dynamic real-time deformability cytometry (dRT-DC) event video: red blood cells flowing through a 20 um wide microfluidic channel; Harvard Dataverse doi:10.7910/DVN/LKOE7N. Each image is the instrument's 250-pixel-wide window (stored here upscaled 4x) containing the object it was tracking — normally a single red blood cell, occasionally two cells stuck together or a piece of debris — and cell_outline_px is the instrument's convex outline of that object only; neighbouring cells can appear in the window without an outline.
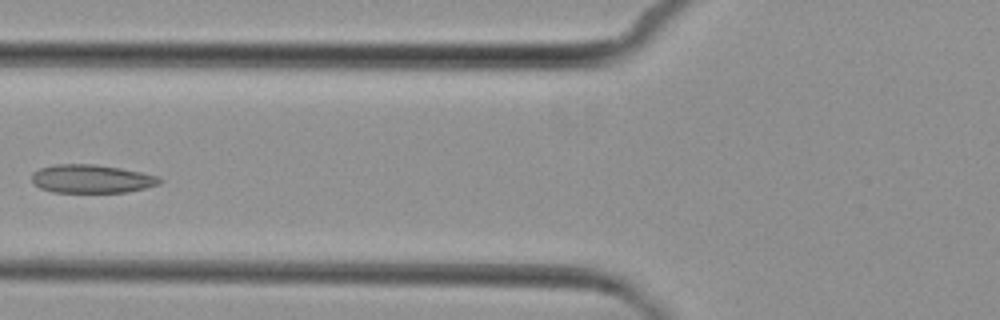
{"species": "common noctule bat (a hibernating species)", "species_latin": "Nyctalus noctula", "temperature_condition": "cold", "stored_images_in_passage": 7, "camera_frame_rate_fps": 3000, "um_per_image_px": 0.085, "animal": {"sex": "female", "body_mass_g": 29.2, "forearm_length_mm": 56.3}, "frame": {"image": 1, "passage_image": 6, "time_ms": 6.0, "image_size_px": [1000, 320], "cell_outline_px": [[164, 180], [160, 184], [144, 188], [124, 192], [52, 192], [40, 188], [32, 180], [32, 172], [40, 168], [56, 164], [96, 164], [120, 168], [160, 176]], "centroid_in_image_um": [7.8, 15.19], "position_along_channel_um": 118.0, "area_um2": 21.15}}
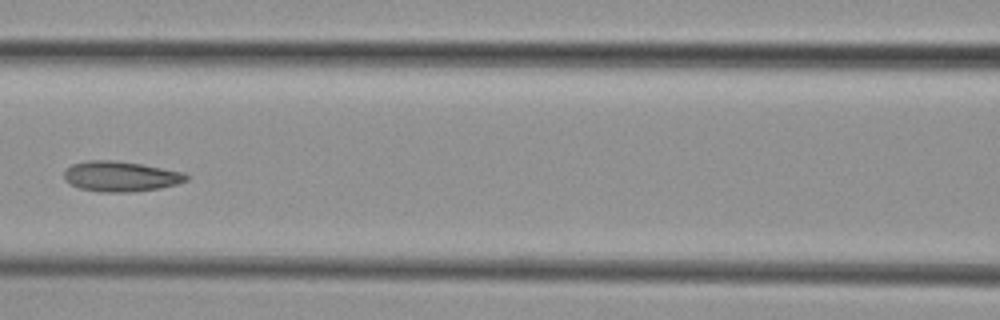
{"frame": {"image": 2, "passage_image": 7, "time_ms": 7.0, "image_size_px": [1000, 320], "cell_outline_px": [[188, 180], [176, 184], [160, 188], [136, 192], [100, 192], [80, 188], [64, 180], [64, 172], [72, 164], [88, 160], [116, 160], [140, 164], [184, 172], [188, 176]], "centroid_in_image_um": [10.26, 14.99], "position_along_channel_um": 156.3, "area_um2": 21.56}}